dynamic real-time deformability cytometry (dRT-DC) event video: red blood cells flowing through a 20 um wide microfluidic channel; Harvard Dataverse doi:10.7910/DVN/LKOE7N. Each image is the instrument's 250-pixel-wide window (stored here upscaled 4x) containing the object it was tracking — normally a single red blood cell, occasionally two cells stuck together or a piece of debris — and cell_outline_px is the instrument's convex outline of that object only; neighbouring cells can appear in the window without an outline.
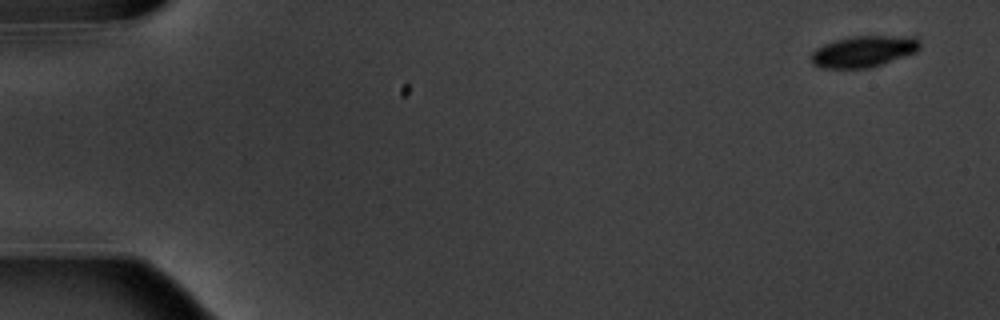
{"species": "common noctule bat (a hibernating species)", "species_latin": "Nyctalus noctula", "temperature_condition": "warm", "stored_images_in_passage": 4, "camera_frame_rate_fps": 3000, "um_per_image_px": 0.085, "animal": {"sex": "male", "body_mass_g": 20.1, "forearm_length_mm": 53.5}, "frame": {"image": 1, "passage_image": 1, "time_ms": 0.0, "image_size_px": [1000, 320], "cell_outline_px": [[920, 48], [916, 52], [868, 68], [820, 68], [812, 64], [812, 52], [816, 48], [824, 44], [848, 36], [916, 36], [920, 40]], "centroid_in_image_um": [73.41, 4.36], "position_along_channel_um": 11.6, "area_um2": 19.83}}